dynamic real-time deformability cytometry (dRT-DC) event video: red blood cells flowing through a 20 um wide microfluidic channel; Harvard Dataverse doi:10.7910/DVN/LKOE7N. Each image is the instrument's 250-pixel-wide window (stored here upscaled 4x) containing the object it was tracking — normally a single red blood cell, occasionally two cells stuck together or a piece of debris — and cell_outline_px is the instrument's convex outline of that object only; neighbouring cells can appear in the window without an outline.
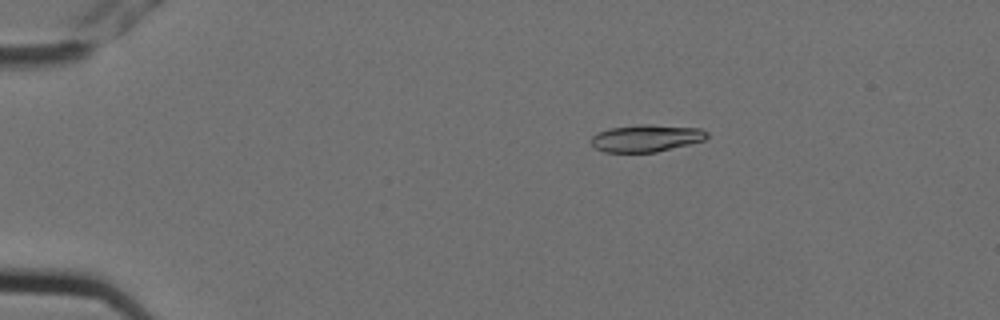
{"species": "Egyptian fruit bat (a non-hibernating species)", "species_latin": "Rousettus aegyptiacus", "temperature_condition": "cold", "stored_images_in_passage": 6, "camera_frame_rate_fps": 3000, "um_per_image_px": 0.085, "animal": {"sex": "female"}, "frame": {"image": 1, "passage_image": 4, "time_ms": 1.0, "image_size_px": [1000, 320], "cell_outline_px": [[708, 136], [704, 140], [656, 152], [604, 152], [596, 148], [592, 144], [592, 136], [608, 128], [636, 124], [652, 124], [700, 128], [708, 132]], "centroid_in_image_um": [54.94, 11.73], "position_along_channel_um": 30.1, "area_um2": 18.32}}
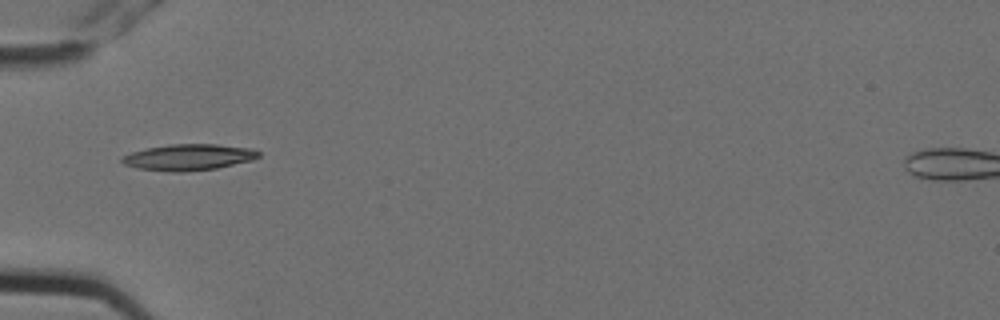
{"frame": {"image": 2, "passage_image": 6, "time_ms": 1.667, "image_size_px": [1000, 320], "cell_outline_px": [[260, 156], [252, 160], [216, 168], [184, 172], [168, 172], [136, 168], [124, 164], [120, 160], [124, 156], [132, 152], [148, 148], [168, 144], [216, 144], [252, 148], [260, 152]], "centroid_in_image_um": [16.04, 13.36], "position_along_channel_um": 69.0, "area_um2": 20.87}}